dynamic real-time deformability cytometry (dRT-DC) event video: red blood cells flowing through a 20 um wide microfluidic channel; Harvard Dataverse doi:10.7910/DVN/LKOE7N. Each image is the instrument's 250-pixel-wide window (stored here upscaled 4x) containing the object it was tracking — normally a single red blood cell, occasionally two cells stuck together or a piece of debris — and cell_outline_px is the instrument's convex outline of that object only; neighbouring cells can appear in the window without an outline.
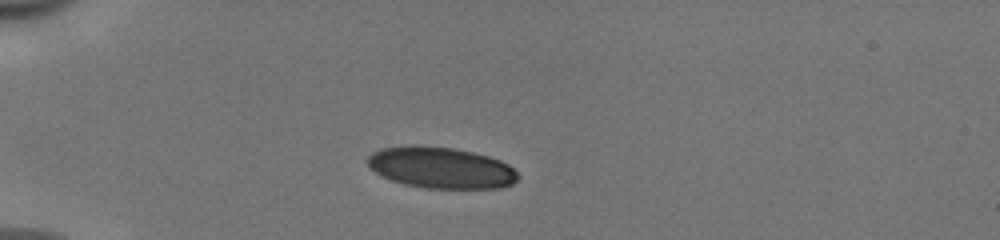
{"species": "human", "species_latin": "Homo sapiens", "temperature_condition": "cold", "stored_images_in_passage": 27, "camera_frame_rate_fps": 3000, "um_per_image_px": 0.085, "donor": {"sex": "male"}, "frame": {"image": 1, "passage_image": 1, "time_ms": 0.0, "image_size_px": [1000, 240], "cell_outline_px": [[520, 176], [512, 184], [500, 188], [424, 188], [404, 184], [380, 176], [364, 160], [372, 152], [380, 148], [408, 144], [416, 144], [452, 148], [472, 152], [488, 156], [500, 160], [508, 164]], "centroid_in_image_um": [37.44, 14.24], "position_along_channel_um": 47.6, "area_um2": 36.47}}
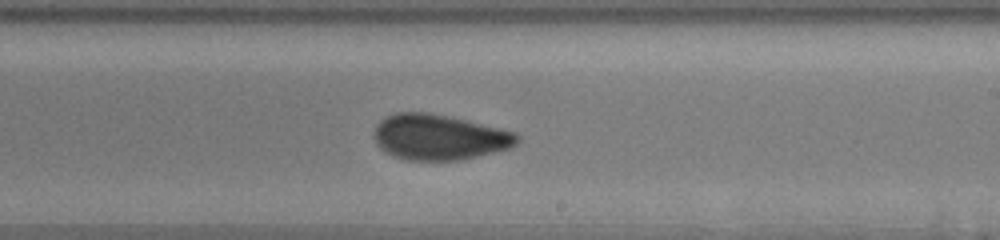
{"frame": {"image": 2, "passage_image": 12, "time_ms": 3.667, "image_size_px": [1000, 240], "cell_outline_px": [[520, 140], [516, 144], [508, 148], [464, 160], [404, 160], [392, 156], [384, 152], [376, 144], [372, 136], [376, 124], [384, 116], [396, 112], [428, 112], [500, 128], [516, 132], [520, 136]], "centroid_in_image_um": [37.27, 11.66], "position_along_channel_um": 251.7, "area_um2": 38.26}}
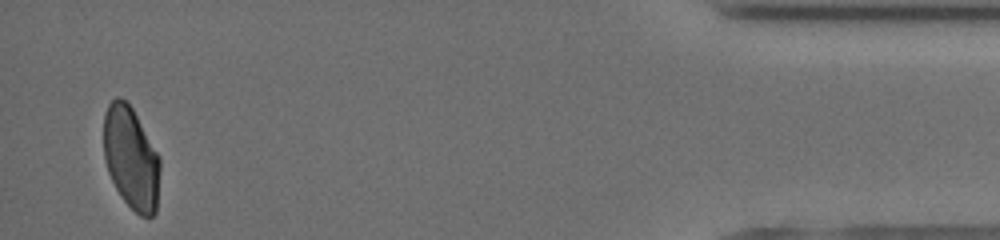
{"frame": {"image": 3, "passage_image": 27, "time_ms": 8.667, "image_size_px": [1000, 240], "cell_outline_px": [[160, 168], [156, 212], [152, 216], [140, 216], [124, 200], [116, 188], [108, 172], [104, 156], [104, 116], [108, 104], [116, 96], [120, 96], [132, 108], [160, 156]], "centroid_in_image_um": [11.15, 13.42], "position_along_channel_um": 424.1, "area_um2": 33.52}, "authors_computed_cell_mechanics": {"area_um2": 36.9342, "velocity_mm_per_s": 3.9995, "shape_relaxation_time_tau1_ms": 6.6783, "shape_relaxation_time_tau2_ms": null, "deformation_change_tau1": 0.1491, "deformation_change_tau2": null}}